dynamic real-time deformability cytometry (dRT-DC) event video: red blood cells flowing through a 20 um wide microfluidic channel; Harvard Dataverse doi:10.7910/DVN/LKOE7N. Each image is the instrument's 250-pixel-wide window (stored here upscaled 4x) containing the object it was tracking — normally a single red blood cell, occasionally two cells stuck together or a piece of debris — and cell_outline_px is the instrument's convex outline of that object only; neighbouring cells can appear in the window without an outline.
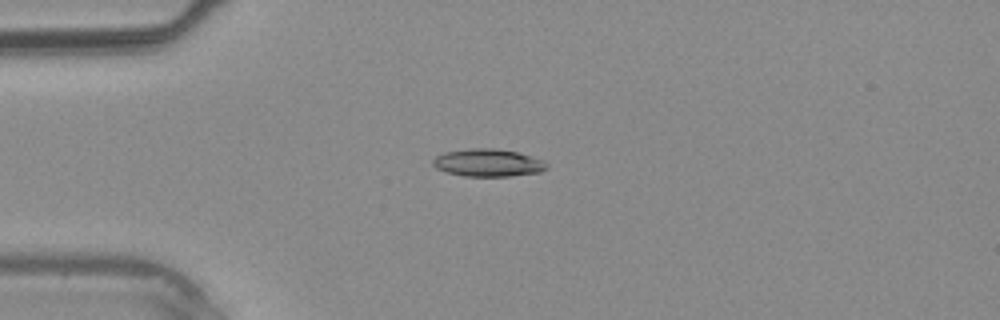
{"species": "common noctule bat (a hibernating species)", "species_latin": "Nyctalus noctula", "temperature_condition": "warm", "stored_images_in_passage": 40, "camera_frame_rate_fps": 3000, "um_per_image_px": 0.085, "animal": {"sex": "male", "body_mass_g": 20.4}, "frame": {"image": 1, "passage_image": 10, "time_ms": 3.0, "image_size_px": [1000, 320], "cell_outline_px": [[548, 168], [540, 172], [508, 176], [464, 176], [448, 172], [436, 168], [432, 164], [432, 160], [436, 156], [444, 152], [468, 148], [492, 148], [516, 152], [540, 160], [548, 164]], "centroid_in_image_um": [41.44, 13.83], "position_along_channel_um": 43.6, "area_um2": 18.09}}
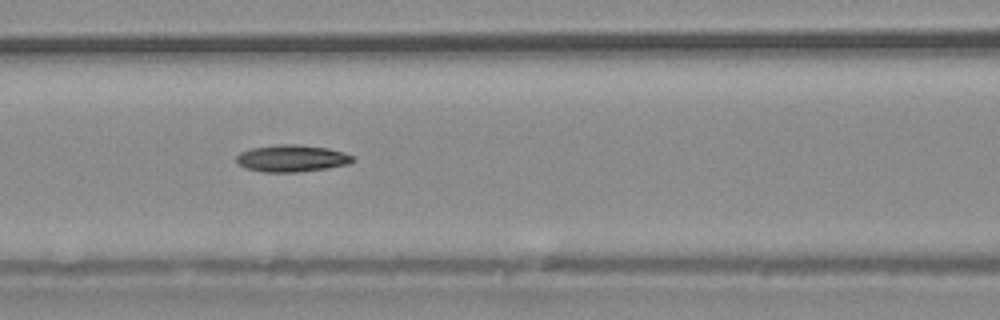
{"frame": {"image": 2, "passage_image": 17, "time_ms": 5.333, "image_size_px": [1000, 320], "cell_outline_px": [[356, 160], [348, 164], [328, 168], [296, 172], [264, 172], [244, 168], [236, 164], [236, 156], [240, 152], [252, 148], [276, 144], [296, 144], [328, 148], [344, 152], [356, 156]], "centroid_in_image_um": [24.81, 13.46], "position_along_channel_um": 141.8, "area_um2": 18.55}}
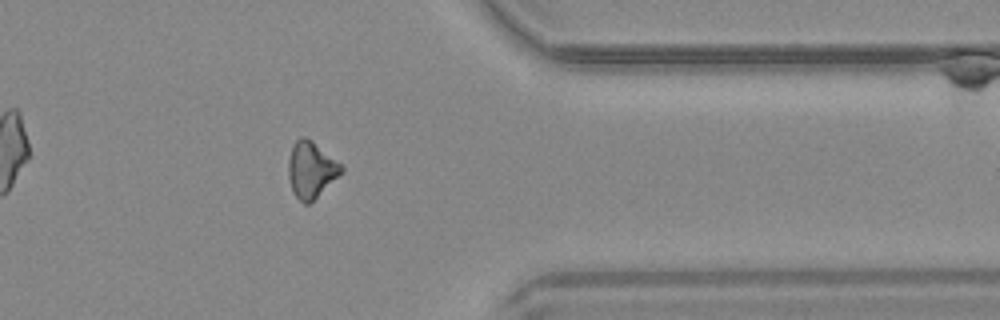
{"frame": {"image": 3, "passage_image": 32, "time_ms": 10.333, "image_size_px": [1000, 320], "cell_outline_px": [[344, 172], [308, 204], [304, 204], [292, 192], [288, 176], [288, 160], [292, 144], [300, 136], [304, 136], [312, 140], [344, 164]], "centroid_in_image_um": [26.47, 14.39], "position_along_channel_um": 384.9, "area_um2": 17.74}}